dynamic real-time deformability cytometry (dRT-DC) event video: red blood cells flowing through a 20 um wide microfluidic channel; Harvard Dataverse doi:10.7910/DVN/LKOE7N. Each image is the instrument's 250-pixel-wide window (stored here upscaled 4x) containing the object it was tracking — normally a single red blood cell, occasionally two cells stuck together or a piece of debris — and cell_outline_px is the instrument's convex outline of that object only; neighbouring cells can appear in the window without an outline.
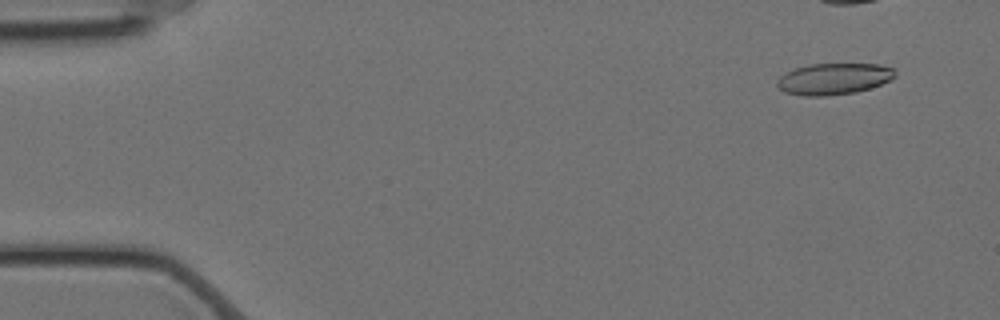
{"species": "Egyptian fruit bat (a non-hibernating species)", "species_latin": "Rousettus aegyptiacus", "temperature_condition": "cold", "stored_images_in_passage": 40, "camera_frame_rate_fps": 3000, "um_per_image_px": 0.085, "animal": {"sex": "female"}, "frame": {"image": 1, "passage_image": 1, "time_ms": 0.0, "image_size_px": [1000, 320], "cell_outline_px": [[896, 76], [880, 84], [856, 92], [824, 96], [804, 96], [784, 92], [776, 84], [776, 80], [780, 76], [796, 68], [808, 64], [880, 64], [896, 68]], "centroid_in_image_um": [70.88, 6.69], "position_along_channel_um": 14.1, "area_um2": 21.56}}
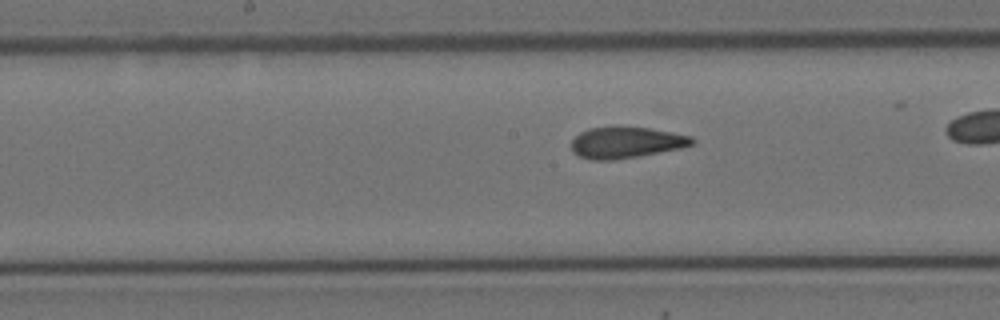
{"frame": {"image": 2, "passage_image": 26, "time_ms": 8.333, "image_size_px": [1000, 320], "cell_outline_px": [[696, 140], [692, 144], [680, 148], [640, 156], [612, 160], [592, 160], [580, 156], [572, 152], [572, 140], [580, 132], [588, 128], [616, 124], [648, 128], [672, 132], [692, 136]], "centroid_in_image_um": [53.19, 12.08], "position_along_channel_um": 195.0, "area_um2": 22.48}}
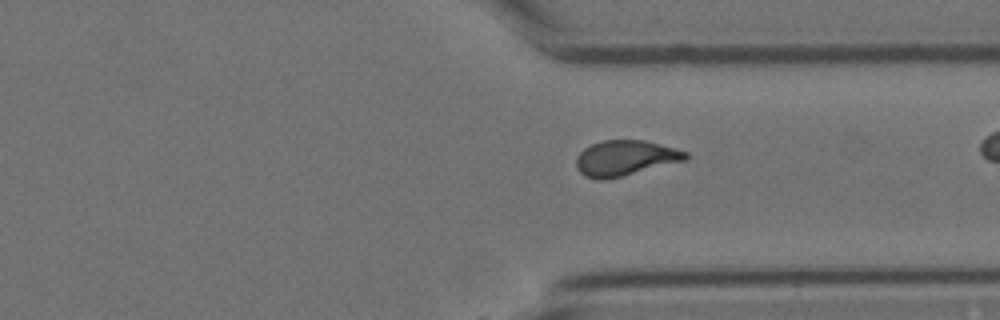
{"frame": {"image": 3, "passage_image": 40, "time_ms": 13.0, "image_size_px": [1000, 320], "cell_outline_px": [[688, 160], [604, 180], [596, 180], [584, 176], [576, 168], [576, 156], [584, 148], [600, 140], [644, 140], [676, 148], [688, 152]], "centroid_in_image_um": [53.13, 13.43], "position_along_channel_um": 358.3, "area_um2": 22.72}}